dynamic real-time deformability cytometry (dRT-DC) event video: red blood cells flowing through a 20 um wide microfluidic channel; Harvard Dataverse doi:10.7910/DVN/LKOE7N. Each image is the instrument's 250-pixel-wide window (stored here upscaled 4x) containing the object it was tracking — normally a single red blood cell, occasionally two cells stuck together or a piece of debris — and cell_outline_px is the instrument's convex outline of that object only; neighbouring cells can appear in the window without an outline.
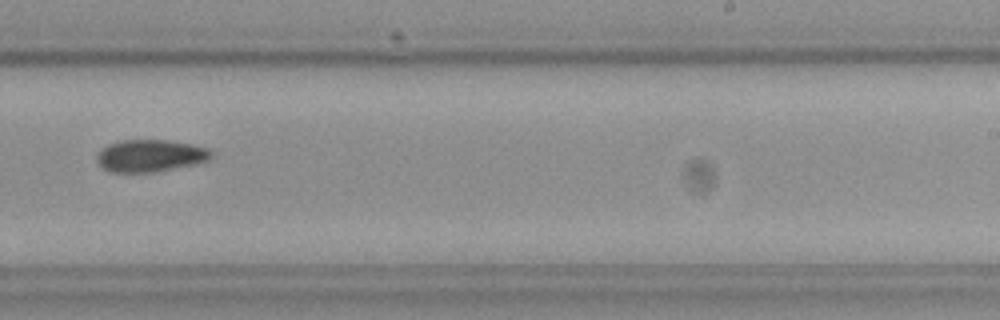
{"species": "Egyptian fruit bat (a non-hibernating species)", "species_latin": "Rousettus aegyptiacus", "temperature_condition": "cold", "stored_images_in_passage": 10, "camera_frame_rate_fps": 3000, "um_per_image_px": 0.085, "frame": {"image": 1, "passage_image": 6, "time_ms": 6.0, "image_size_px": [1000, 320], "cell_outline_px": [[212, 156], [208, 160], [196, 164], [152, 172], [112, 172], [104, 168], [96, 160], [96, 156], [108, 144], [120, 140], [168, 140], [192, 144], [208, 148], [212, 152]], "centroid_in_image_um": [12.79, 13.23], "position_along_channel_um": 276.2, "area_um2": 21.33}}